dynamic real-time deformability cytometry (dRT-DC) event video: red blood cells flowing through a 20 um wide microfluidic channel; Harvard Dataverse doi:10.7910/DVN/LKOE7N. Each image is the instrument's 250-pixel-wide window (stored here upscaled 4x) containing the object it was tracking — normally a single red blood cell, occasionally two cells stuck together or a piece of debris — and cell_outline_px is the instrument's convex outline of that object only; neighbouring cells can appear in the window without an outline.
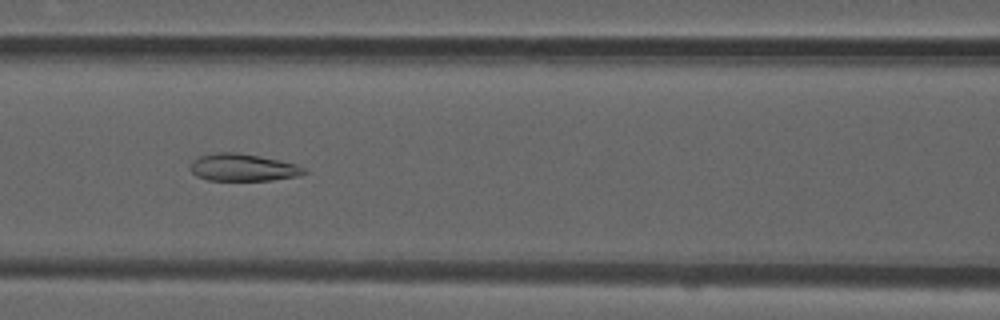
{"species": "common noctule bat (a hibernating species)", "species_latin": "Nyctalus noctula", "temperature_condition": "room temperature", "stored_images_in_passage": 47, "camera_frame_rate_fps": 3000, "um_per_image_px": 0.085, "animal": {"sex": "male", "forearm_length_mm": 52.5}, "frame": {"image": 1, "passage_image": 23, "time_ms": 7.333, "image_size_px": [1000, 320], "cell_outline_px": [[308, 172], [296, 176], [272, 180], [208, 180], [196, 176], [188, 168], [192, 160], [200, 156], [216, 152], [236, 152], [260, 156], [296, 164], [304, 168]], "centroid_in_image_um": [20.6, 14.23], "position_along_channel_um": 146.0, "area_um2": 18.09}}
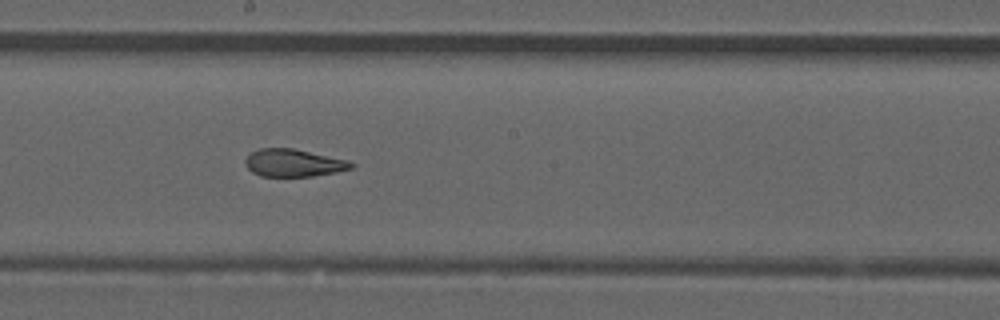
{"frame": {"image": 2, "passage_image": 29, "time_ms": 9.333, "image_size_px": [1000, 320], "cell_outline_px": [[356, 164], [352, 168], [336, 172], [312, 176], [260, 176], [252, 172], [244, 164], [244, 160], [252, 152], [260, 148], [292, 148], [348, 160]], "centroid_in_image_um": [24.94, 13.85], "position_along_channel_um": 223.3, "area_um2": 16.94}}
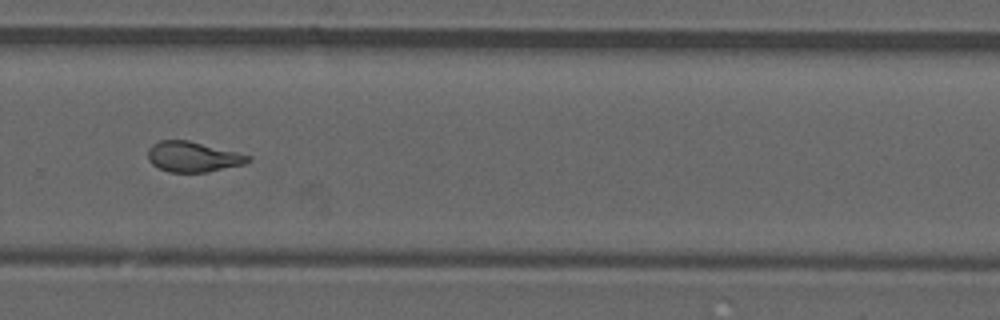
{"frame": {"image": 3, "passage_image": 36, "time_ms": 11.667, "image_size_px": [1000, 320], "cell_outline_px": [[252, 160], [244, 164], [208, 172], [168, 172], [152, 164], [148, 160], [148, 148], [152, 144], [160, 140], [188, 140], [252, 156]], "centroid_in_image_um": [16.39, 13.33], "position_along_channel_um": 313.4, "area_um2": 17.69}, "authors_computed_cell_mechanics": {"area_um2": 18.2648, "velocity_mm_per_s": 3.8707, "shape_relaxation_time_tau1_ms": null, "shape_relaxation_time_tau2_ms": 1.3469, "deformation_change_tau1": null, "deformation_change_tau2": 0.0858}}